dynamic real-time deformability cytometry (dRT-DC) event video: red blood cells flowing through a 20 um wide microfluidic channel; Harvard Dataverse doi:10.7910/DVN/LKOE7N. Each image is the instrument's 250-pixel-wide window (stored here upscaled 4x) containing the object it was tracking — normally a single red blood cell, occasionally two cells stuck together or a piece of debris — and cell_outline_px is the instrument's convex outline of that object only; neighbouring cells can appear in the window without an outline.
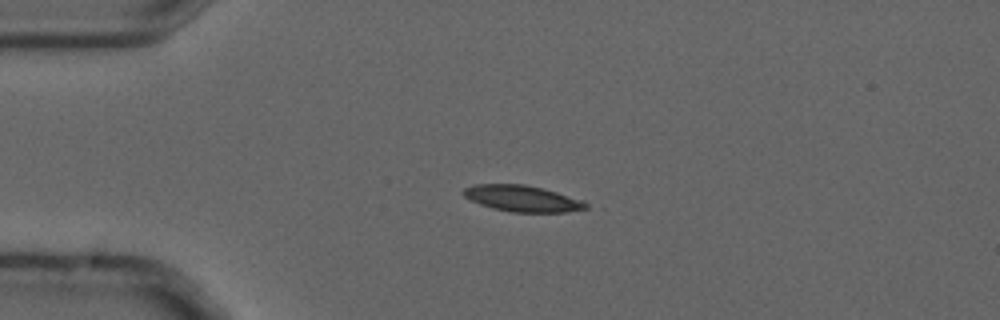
{"species": "common noctule bat (a hibernating species)", "species_latin": "Nyctalus noctula", "temperature_condition": "cold", "stored_images_in_passage": 4, "camera_frame_rate_fps": 3000, "um_per_image_px": 0.085, "animal": {"sex": "male", "forearm_length_mm": 52.5}, "frame": {"image": 1, "passage_image": 3, "time_ms": 0.667, "image_size_px": [1000, 320], "cell_outline_px": [[588, 208], [564, 212], [512, 212], [492, 208], [480, 204], [464, 196], [460, 192], [464, 188], [472, 184], [524, 184], [544, 188], [584, 200], [588, 204]], "centroid_in_image_um": [44.39, 16.86], "position_along_channel_um": 40.6, "area_um2": 18.84}}